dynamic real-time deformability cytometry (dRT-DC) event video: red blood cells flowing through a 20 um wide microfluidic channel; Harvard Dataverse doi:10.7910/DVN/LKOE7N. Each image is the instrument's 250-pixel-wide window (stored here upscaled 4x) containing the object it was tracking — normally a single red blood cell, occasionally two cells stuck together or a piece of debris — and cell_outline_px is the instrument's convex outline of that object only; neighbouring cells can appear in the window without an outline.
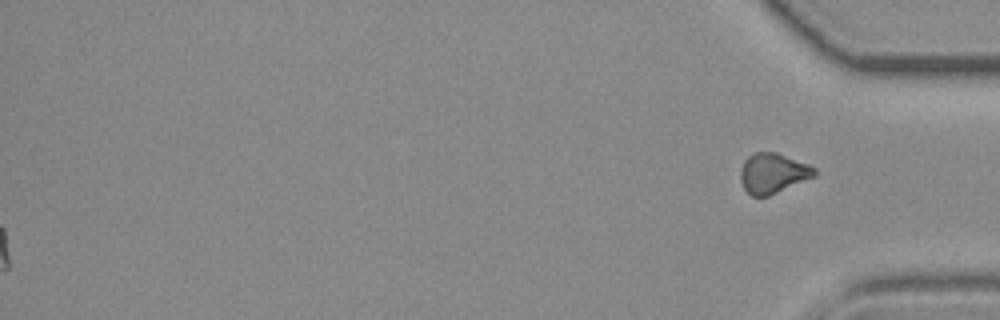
{"species": "common noctule bat (a hibernating species)", "species_latin": "Nyctalus noctula", "temperature_condition": "room temperature", "stored_images_in_passage": 33, "segment_of_instrument_passage": [2, 2], "camera_frame_rate_fps": 3000, "um_per_image_px": 0.085, "animal": {"sex": "female", "body_mass_g": 19.3, "forearm_length_mm": 54.1}, "frame": {"image": 1, "passage_image": 33, "time_ms": 10.667, "image_size_px": [1000, 320], "cell_outline_px": [[816, 176], [768, 196], [752, 196], [744, 188], [740, 180], [740, 168], [744, 160], [748, 156], [756, 152], [776, 152], [808, 164], [816, 168]], "centroid_in_image_um": [65.69, 14.72], "position_along_channel_um": 369.5, "area_um2": 17.28}}